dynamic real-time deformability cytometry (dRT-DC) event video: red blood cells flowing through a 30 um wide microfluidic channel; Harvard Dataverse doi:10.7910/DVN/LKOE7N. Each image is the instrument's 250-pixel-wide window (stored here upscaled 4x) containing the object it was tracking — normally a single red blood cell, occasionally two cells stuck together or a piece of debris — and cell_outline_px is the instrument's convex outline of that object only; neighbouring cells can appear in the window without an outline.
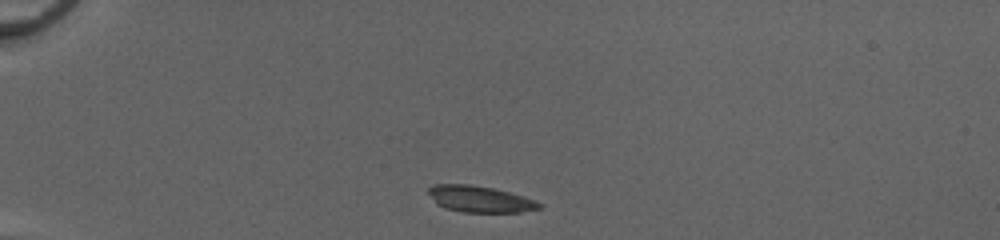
{"species": "common noctule bat (a hibernating species)", "species_latin": "Nyctalus noctula", "temperature_condition": "cold", "stored_images_in_passage": 38, "camera_frame_rate_fps": 3000, "um_per_image_px": 0.085, "animal": {"sex": "female", "body_mass_g": 20.0, "forearm_length_mm": 54.0}, "frame": {"image": 1, "passage_image": 1, "time_ms": 0.0, "image_size_px": [1000, 240], "cell_outline_px": [[544, 208], [520, 212], [464, 212], [444, 208], [436, 204], [428, 192], [428, 188], [432, 184], [468, 184], [492, 188], [508, 192], [544, 204]], "centroid_in_image_um": [40.77, 16.93], "position_along_channel_um": 44.2, "area_um2": 16.94}}
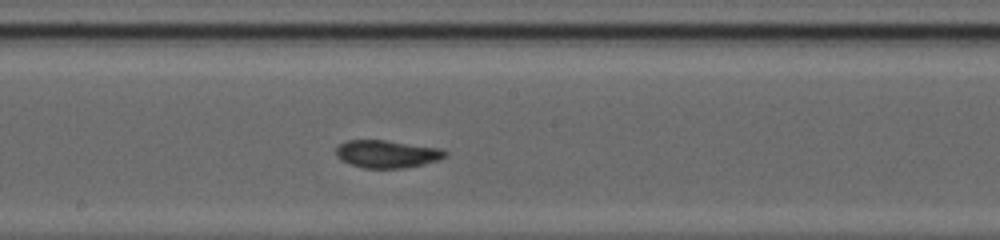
{"frame": {"image": 2, "passage_image": 17, "time_ms": 5.333, "image_size_px": [1000, 240], "cell_outline_px": [[448, 156], [440, 160], [424, 164], [404, 168], [364, 168], [340, 160], [336, 156], [336, 148], [340, 144], [348, 140], [388, 140], [444, 148], [448, 152]], "centroid_in_image_um": [32.97, 13.08], "position_along_channel_um": 215.2, "area_um2": 17.92}}
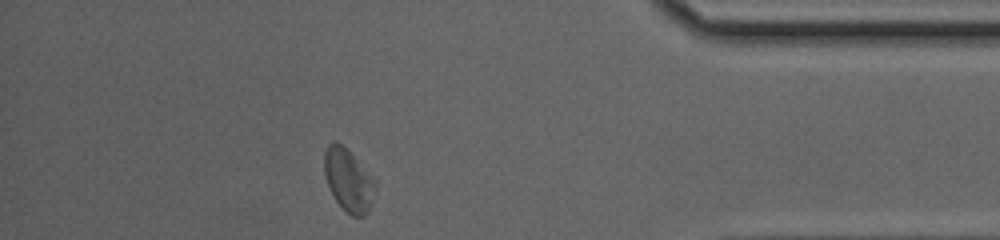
{"frame": {"image": 3, "passage_image": 33, "time_ms": 10.667, "image_size_px": [1000, 240], "cell_outline_px": [[376, 184], [368, 212], [364, 216], [352, 216], [336, 200], [328, 184], [324, 172], [324, 152], [328, 144], [332, 140], [336, 140], [376, 180]], "centroid_in_image_um": [29.6, 15.3], "position_along_channel_um": 405.6, "area_um2": 17.98}, "authors_computed_cell_mechanics": {"area_um2": 17.6868, "velocity_mm_per_s": 4.1173, "shape_relaxation_time_tau1_ms": 4.5978, "shape_relaxation_time_tau2_ms": null, "deformation_change_tau1": 0.1191, "deformation_change_tau2": null}}